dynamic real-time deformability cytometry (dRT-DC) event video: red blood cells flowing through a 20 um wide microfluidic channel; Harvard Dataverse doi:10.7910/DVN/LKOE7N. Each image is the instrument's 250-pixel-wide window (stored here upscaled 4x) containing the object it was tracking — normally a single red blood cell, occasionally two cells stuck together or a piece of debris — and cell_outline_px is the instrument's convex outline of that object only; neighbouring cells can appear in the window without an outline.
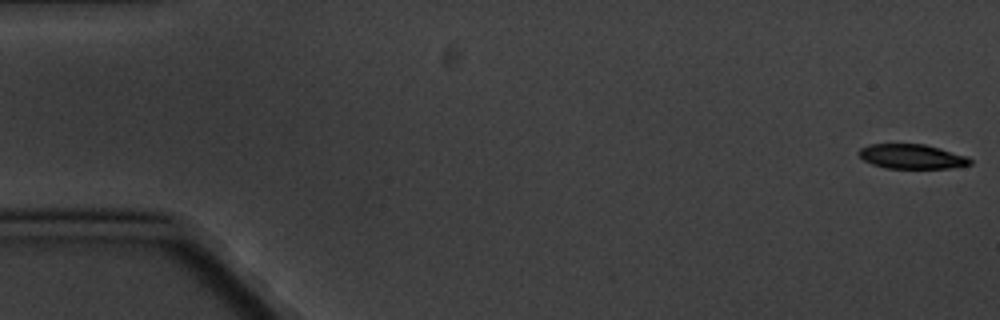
{"species": "common noctule bat (a hibernating species)", "species_latin": "Nyctalus noctula", "temperature_condition": "cold", "stored_images_in_passage": 6, "camera_frame_rate_fps": 3000, "um_per_image_px": 0.085, "animal": {"sex": "male", "body_mass_g": 20.1, "forearm_length_mm": 53.5}, "frame": {"image": 1, "passage_image": 1, "time_ms": 0.0, "image_size_px": [1000, 320], "cell_outline_px": [[972, 164], [948, 168], [884, 168], [872, 164], [864, 160], [860, 156], [860, 148], [872, 144], [924, 144], [940, 148], [968, 156], [972, 160]], "centroid_in_image_um": [77.54, 13.3], "position_along_channel_um": 7.5, "area_um2": 15.84}}
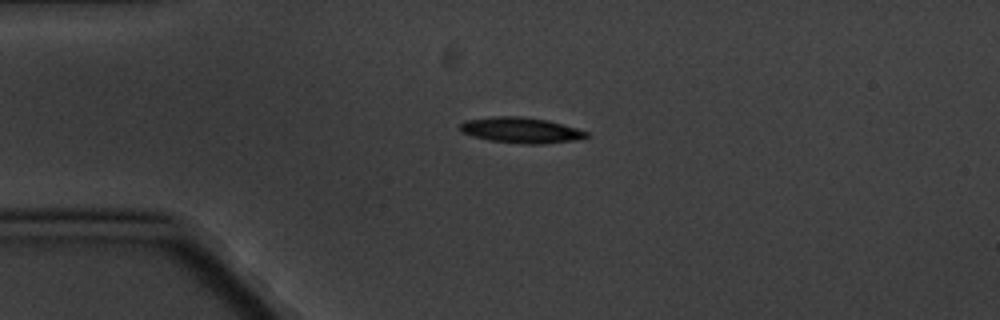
{"frame": {"image": 2, "passage_image": 4, "time_ms": 4.333, "image_size_px": [1000, 320], "cell_outline_px": [[588, 136], [576, 140], [544, 144], [520, 144], [488, 140], [472, 136], [460, 132], [460, 124], [464, 120], [492, 116], [520, 116], [548, 120], [576, 128], [588, 132]], "centroid_in_image_um": [44.24, 11.07], "position_along_channel_um": 40.8, "area_um2": 19.07}}